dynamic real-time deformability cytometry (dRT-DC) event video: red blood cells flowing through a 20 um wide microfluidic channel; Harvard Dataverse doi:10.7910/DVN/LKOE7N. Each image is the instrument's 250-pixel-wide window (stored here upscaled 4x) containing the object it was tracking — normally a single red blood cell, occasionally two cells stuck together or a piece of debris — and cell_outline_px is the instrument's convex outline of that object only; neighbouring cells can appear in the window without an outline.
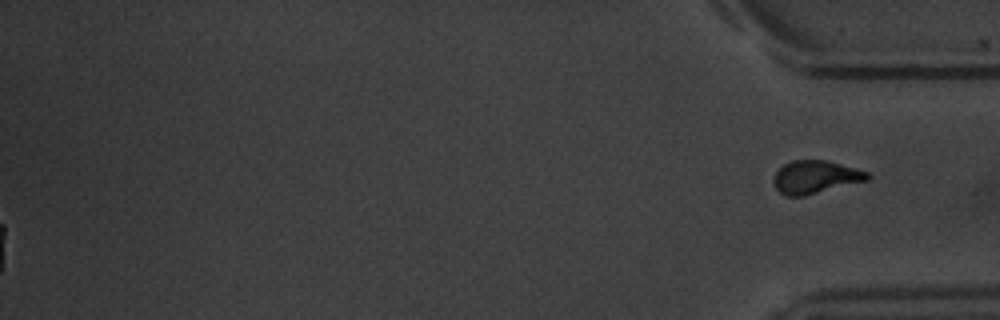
{"species": "common noctule bat (a hibernating species)", "species_latin": "Nyctalus noctula", "temperature_condition": "warm", "stored_images_in_passage": 43, "segment_of_instrument_passage": [2, 2], "camera_frame_rate_fps": 3000, "um_per_image_px": 0.085, "animal": {"sex": "male", "body_mass_g": 20.1, "forearm_length_mm": 53.5}, "frame": {"image": 1, "passage_image": 43, "time_ms": 14.0, "image_size_px": [1000, 320], "cell_outline_px": [[872, 176], [868, 180], [804, 196], [784, 196], [776, 188], [772, 180], [776, 172], [784, 164], [792, 160], [824, 160], [856, 168], [868, 172]], "centroid_in_image_um": [69.3, 15.05], "position_along_channel_um": 365.9, "area_um2": 17.98}}